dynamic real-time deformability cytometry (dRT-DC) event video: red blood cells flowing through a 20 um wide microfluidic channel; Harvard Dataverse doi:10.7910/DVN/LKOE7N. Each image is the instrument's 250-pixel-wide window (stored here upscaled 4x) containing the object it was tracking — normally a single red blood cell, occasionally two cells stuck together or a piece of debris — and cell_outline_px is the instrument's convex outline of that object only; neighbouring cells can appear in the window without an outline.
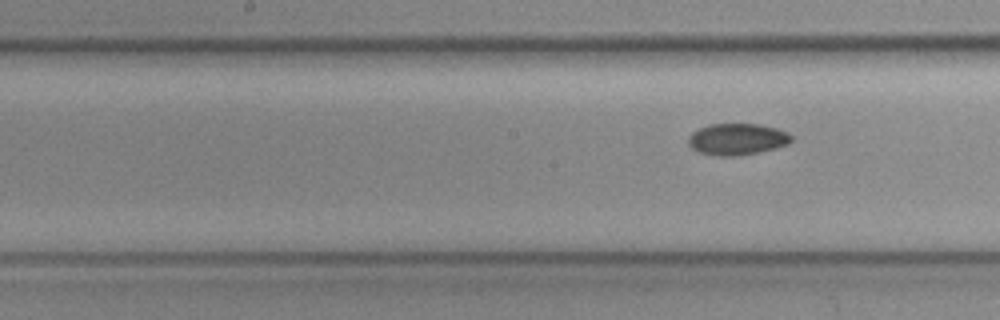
{"species": "common noctule bat (a hibernating species)", "species_latin": "Nyctalus noctula", "temperature_condition": "cold", "stored_images_in_passage": 8, "camera_frame_rate_fps": 3000, "um_per_image_px": 0.085, "animal": {"sex": "female", "body_mass_g": 19.3, "forearm_length_mm": 54.1}, "frame": {"image": 1, "passage_image": 8, "time_ms": 2.333, "image_size_px": [1000, 320], "cell_outline_px": [[792, 140], [788, 144], [756, 152], [736, 156], [716, 156], [696, 152], [688, 144], [688, 136], [692, 132], [708, 124], [760, 124], [776, 128], [788, 132], [792, 136]], "centroid_in_image_um": [62.62, 11.83], "position_along_channel_um": 185.6, "area_um2": 18.96}}